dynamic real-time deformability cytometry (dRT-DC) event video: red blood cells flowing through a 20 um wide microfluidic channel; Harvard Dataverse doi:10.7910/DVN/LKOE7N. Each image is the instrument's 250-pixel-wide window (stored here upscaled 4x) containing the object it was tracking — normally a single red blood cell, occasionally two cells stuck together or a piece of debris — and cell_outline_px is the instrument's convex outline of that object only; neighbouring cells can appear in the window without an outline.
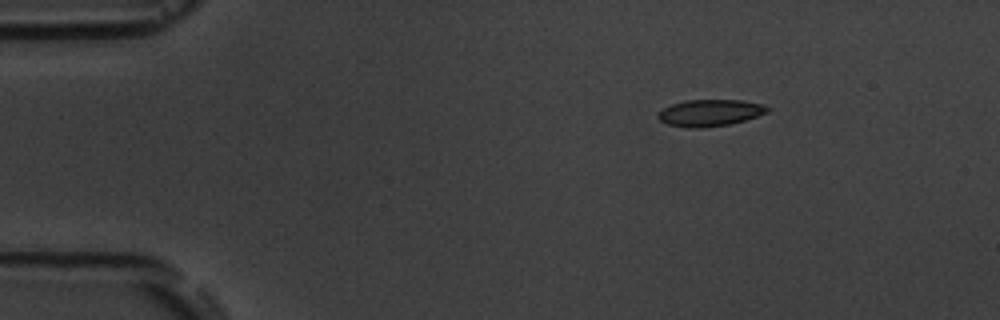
{"species": "common noctule bat (a hibernating species)", "species_latin": "Nyctalus noctula", "temperature_condition": "room temperature", "stored_images_in_passage": 3, "camera_frame_rate_fps": 3000, "um_per_image_px": 0.085, "animal": {"sex": "male", "body_mass_g": 19.5, "forearm_length_mm": 54.6}, "frame": {"image": 1, "passage_image": 1, "time_ms": 0.0, "image_size_px": [1000, 320], "cell_outline_px": [[772, 108], [768, 112], [744, 120], [728, 124], [700, 128], [688, 128], [668, 124], [660, 120], [656, 116], [656, 112], [660, 108], [672, 104], [688, 100], [740, 100], [764, 104]], "centroid_in_image_um": [60.32, 9.58], "position_along_channel_um": 24.7, "area_um2": 17.11}}